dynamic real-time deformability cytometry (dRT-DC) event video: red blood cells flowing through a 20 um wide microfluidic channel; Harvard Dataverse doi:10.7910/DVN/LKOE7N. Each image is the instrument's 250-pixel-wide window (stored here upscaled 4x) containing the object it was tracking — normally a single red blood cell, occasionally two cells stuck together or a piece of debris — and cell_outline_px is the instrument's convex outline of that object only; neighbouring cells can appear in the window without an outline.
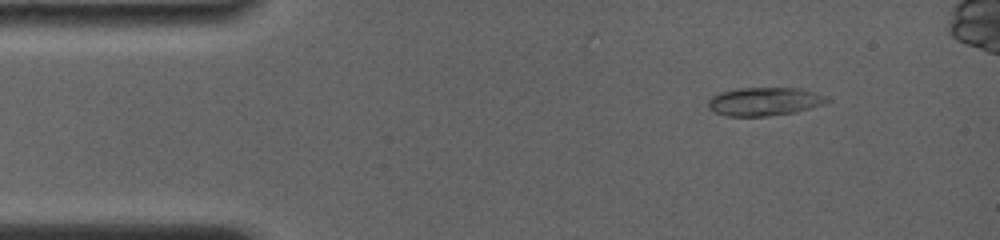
{"species": "common noctule bat (a hibernating species)", "species_latin": "Nyctalus noctula", "temperature_condition": "room temperature", "stored_images_in_passage": 22, "camera_frame_rate_fps": 4000, "um_per_image_px": 0.085, "animal": {"sex": "female", "body_mass_g": 19.0, "forearm_length_mm": 56.7}, "frame": {"image": 1, "passage_image": 2, "time_ms": 1.0, "image_size_px": [1000, 240], "cell_outline_px": [[832, 100], [824, 104], [796, 112], [768, 116], [728, 116], [716, 112], [708, 108], [708, 100], [712, 96], [720, 92], [740, 88], [800, 88], [828, 96]], "centroid_in_image_um": [65.01, 8.62], "position_along_channel_um": 20.0, "area_um2": 19.71}}
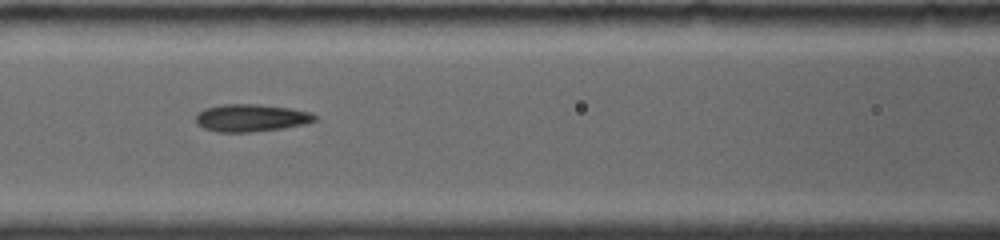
{"frame": {"image": 2, "passage_image": 8, "time_ms": 6.0, "image_size_px": [1000, 240], "cell_outline_px": [[320, 120], [304, 124], [280, 128], [248, 132], [216, 132], [204, 128], [196, 124], [196, 116], [204, 108], [224, 104], [256, 104], [292, 108], [308, 112], [316, 116]], "centroid_in_image_um": [21.34, 10.02], "position_along_channel_um": 145.3, "area_um2": 18.96}}
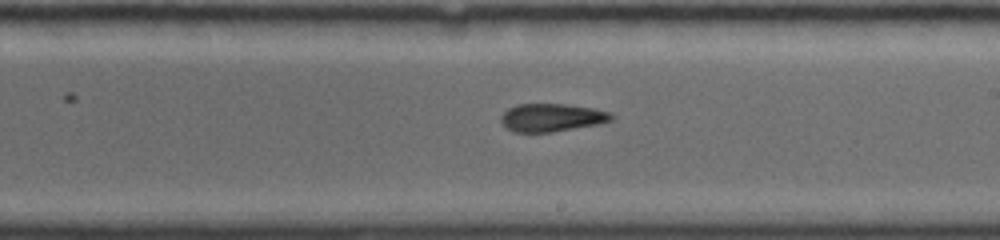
{"frame": {"image": 3, "passage_image": 14, "time_ms": 8.5, "image_size_px": [1000, 240], "cell_outline_px": [[616, 116], [612, 120], [600, 124], [552, 132], [512, 132], [500, 120], [500, 116], [508, 108], [516, 104], [564, 104], [592, 108], [608, 112]], "centroid_in_image_um": [46.9, 9.99], "position_along_channel_um": 242.1, "area_um2": 18.03}}